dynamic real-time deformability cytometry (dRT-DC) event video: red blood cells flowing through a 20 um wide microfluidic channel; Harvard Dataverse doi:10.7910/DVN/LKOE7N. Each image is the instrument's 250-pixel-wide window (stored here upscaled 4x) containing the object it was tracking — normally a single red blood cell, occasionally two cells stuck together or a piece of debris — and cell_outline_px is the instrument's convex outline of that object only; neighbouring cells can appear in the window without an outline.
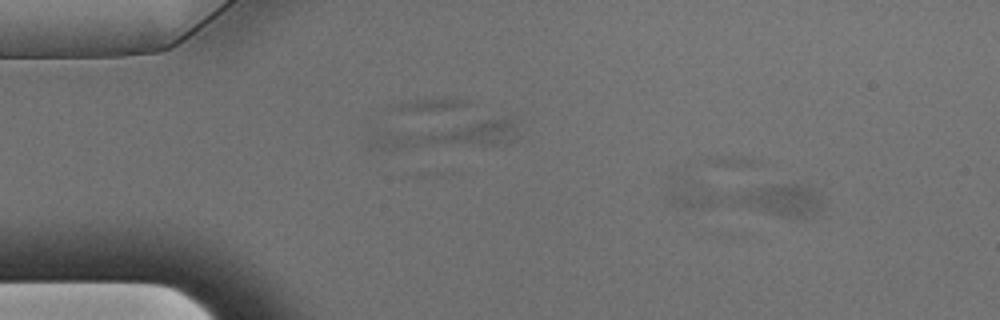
{"species": "Egyptian fruit bat (a non-hibernating species)", "species_latin": "Rousettus aegyptiacus", "temperature_condition": "warm", "stored_images_in_passage": 4, "segment_of_instrument_passage": [1, 2], "camera_frame_rate_fps": 3000, "um_per_image_px": 0.085, "animal": {"sex": "male"}, "frame": {"image": 1, "passage_image": 1, "time_ms": 0.0, "image_size_px": [1000, 320], "cell_outline_px": [[820, 208], [804, 216], [780, 216], [764, 212], [744, 204], [736, 200], [732, 196], [768, 184], [808, 184], [812, 188], [820, 200]], "centroid_in_image_um": [66.45, 16.95], "position_along_channel_um": 18.5, "area_um2": 14.97}}